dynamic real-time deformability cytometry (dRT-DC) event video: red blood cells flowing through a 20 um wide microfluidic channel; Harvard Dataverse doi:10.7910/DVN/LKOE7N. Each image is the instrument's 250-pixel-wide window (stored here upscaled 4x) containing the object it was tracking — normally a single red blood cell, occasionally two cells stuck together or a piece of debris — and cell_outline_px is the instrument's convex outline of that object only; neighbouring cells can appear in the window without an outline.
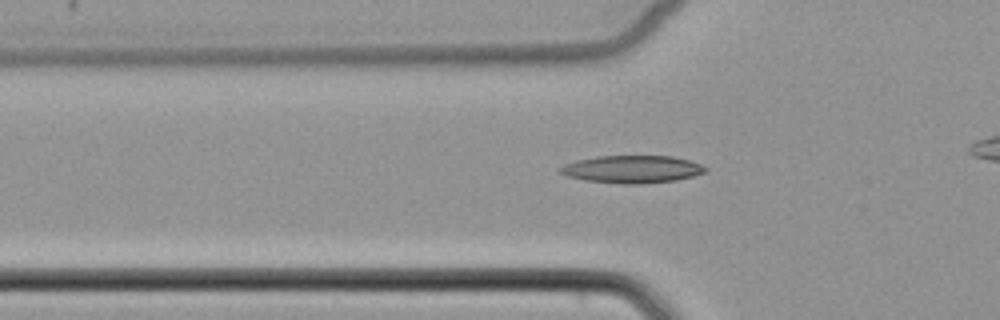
{"species": "common noctule bat (a hibernating species)", "species_latin": "Nyctalus noctula", "temperature_condition": "cold", "stored_images_in_passage": 44, "camera_frame_rate_fps": 3000, "um_per_image_px": 0.085, "animal": {"sex": "female", "body_mass_g": 22.7, "forearm_length_mm": 54.2}, "frame": {"image": 1, "passage_image": 19, "time_ms": 6.0, "image_size_px": [1000, 320], "cell_outline_px": [[708, 168], [704, 172], [692, 176], [676, 180], [640, 184], [624, 184], [584, 180], [568, 176], [560, 172], [560, 168], [564, 164], [576, 160], [596, 156], [672, 156], [688, 160], [700, 164]], "centroid_in_image_um": [53.72, 14.38], "position_along_channel_um": 72.1, "area_um2": 23.18}}
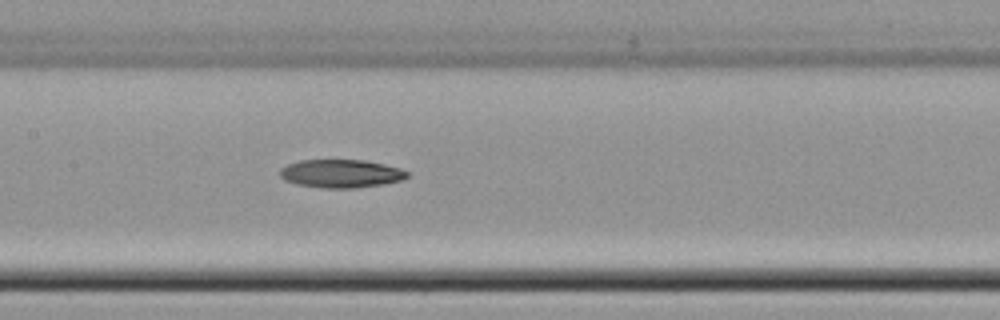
{"frame": {"image": 2, "passage_image": 27, "time_ms": 8.667, "image_size_px": [1000, 320], "cell_outline_px": [[408, 176], [400, 180], [384, 184], [352, 188], [324, 188], [296, 184], [284, 180], [280, 176], [280, 168], [288, 164], [300, 160], [364, 160], [384, 164], [400, 168], [408, 172]], "centroid_in_image_um": [28.96, 14.75], "position_along_channel_um": 178.4, "area_um2": 20.87}}
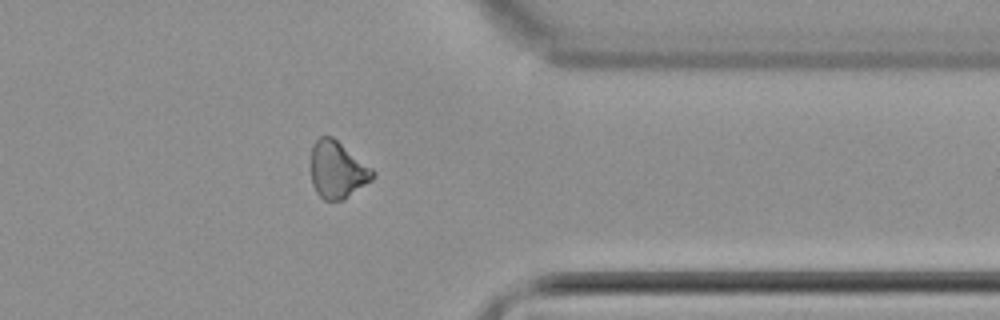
{"frame": {"image": 3, "passage_image": 43, "time_ms": 14.0, "image_size_px": [1000, 320], "cell_outline_px": [[376, 172], [372, 180], [344, 200], [324, 200], [316, 192], [312, 184], [312, 144], [320, 136], [332, 136], [372, 168]], "centroid_in_image_um": [28.69, 14.44], "position_along_channel_um": 382.7, "area_um2": 20.46}}